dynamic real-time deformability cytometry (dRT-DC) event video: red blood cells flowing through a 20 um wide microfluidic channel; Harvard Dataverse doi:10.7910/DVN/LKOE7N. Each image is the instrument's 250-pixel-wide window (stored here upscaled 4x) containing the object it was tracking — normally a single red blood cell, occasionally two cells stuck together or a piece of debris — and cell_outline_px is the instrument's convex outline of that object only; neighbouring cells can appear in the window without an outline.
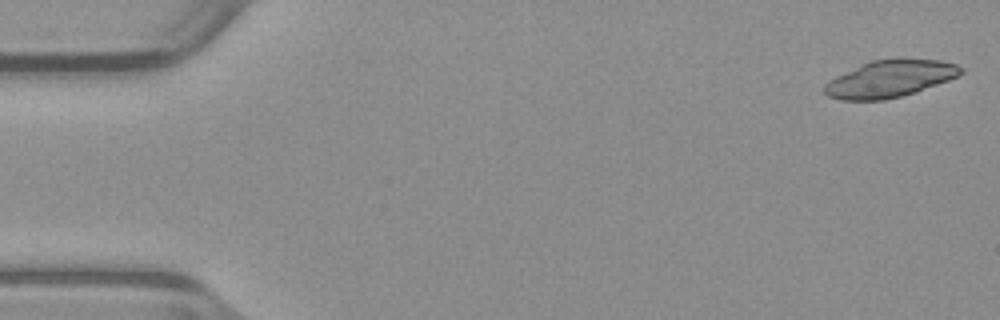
{"species": "common noctule bat (a hibernating species)", "species_latin": "Nyctalus noctula", "temperature_condition": "warm", "stored_images_in_passage": 18, "camera_frame_rate_fps": 3000, "um_per_image_px": 0.085, "animal": {"sex": "male", "body_mass_g": 23.1, "forearm_length_mm": 52.7}, "frame": {"image": 1, "passage_image": 1, "time_ms": 0.0, "image_size_px": [1000, 320], "cell_outline_px": [[964, 72], [960, 76], [916, 92], [884, 100], [840, 100], [828, 96], [824, 92], [824, 84], [828, 80], [836, 76], [872, 60], [940, 60], [956, 64], [964, 68]], "centroid_in_image_um": [75.66, 6.72], "position_along_channel_um": 9.3, "area_um2": 29.02}}